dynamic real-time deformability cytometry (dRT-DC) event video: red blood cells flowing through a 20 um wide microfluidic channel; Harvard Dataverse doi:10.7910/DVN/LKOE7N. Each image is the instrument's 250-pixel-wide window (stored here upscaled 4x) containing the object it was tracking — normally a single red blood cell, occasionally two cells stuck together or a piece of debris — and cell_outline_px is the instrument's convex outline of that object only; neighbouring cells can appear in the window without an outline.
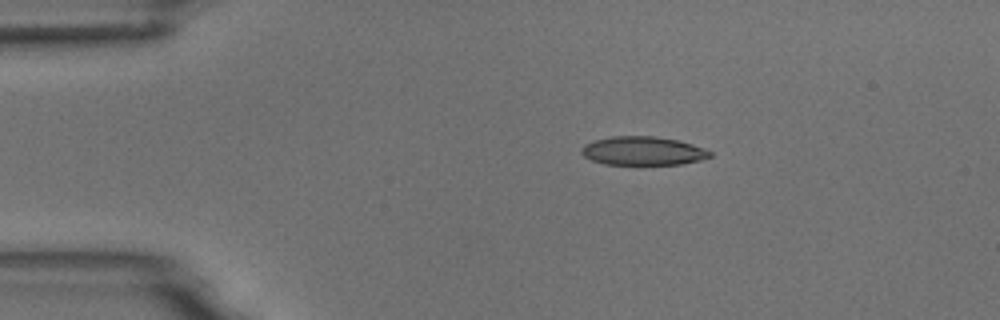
{"species": "common noctule bat (a hibernating species)", "species_latin": "Nyctalus noctula", "temperature_condition": "room temperature", "stored_images_in_passage": 9, "camera_frame_rate_fps": 3000, "um_per_image_px": 0.085, "animal": {"sex": "male", "body_mass_g": 18.8}, "frame": {"image": 1, "passage_image": 3, "time_ms": 2.333, "image_size_px": [1000, 320], "cell_outline_px": [[712, 156], [700, 160], [680, 164], [604, 164], [592, 160], [584, 156], [580, 152], [580, 148], [584, 144], [596, 140], [612, 136], [656, 136], [676, 140], [692, 144], [704, 148], [712, 152]], "centroid_in_image_um": [54.64, 12.82], "position_along_channel_um": 30.4, "area_um2": 21.39}}